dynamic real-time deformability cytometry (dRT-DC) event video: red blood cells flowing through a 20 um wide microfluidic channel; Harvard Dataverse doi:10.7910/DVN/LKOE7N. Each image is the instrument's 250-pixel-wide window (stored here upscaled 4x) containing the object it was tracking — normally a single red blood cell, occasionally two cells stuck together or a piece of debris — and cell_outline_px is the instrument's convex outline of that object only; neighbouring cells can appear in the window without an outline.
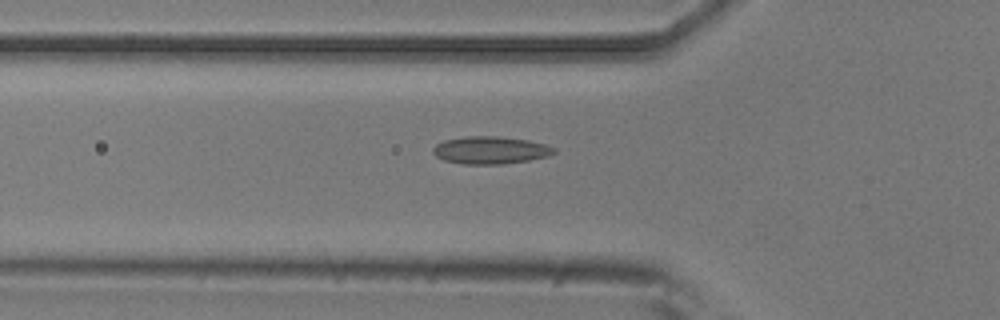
{"species": "common noctule bat (a hibernating species)", "species_latin": "Nyctalus noctula", "temperature_condition": "room temperature", "stored_images_in_passage": 5, "camera_frame_rate_fps": 3000, "um_per_image_px": 0.085, "animal": {"sex": "male", "body_mass_g": 20.5, "forearm_length_mm": 52.5}, "frame": {"image": 1, "passage_image": 5, "time_ms": 1.333, "image_size_px": [1000, 320], "cell_outline_px": [[556, 152], [548, 156], [528, 160], [504, 164], [464, 164], [444, 160], [436, 156], [432, 152], [432, 148], [436, 144], [444, 140], [468, 136], [496, 136], [528, 140], [544, 144], [556, 148]], "centroid_in_image_um": [41.68, 12.76], "position_along_channel_um": 84.1, "area_um2": 19.36}}